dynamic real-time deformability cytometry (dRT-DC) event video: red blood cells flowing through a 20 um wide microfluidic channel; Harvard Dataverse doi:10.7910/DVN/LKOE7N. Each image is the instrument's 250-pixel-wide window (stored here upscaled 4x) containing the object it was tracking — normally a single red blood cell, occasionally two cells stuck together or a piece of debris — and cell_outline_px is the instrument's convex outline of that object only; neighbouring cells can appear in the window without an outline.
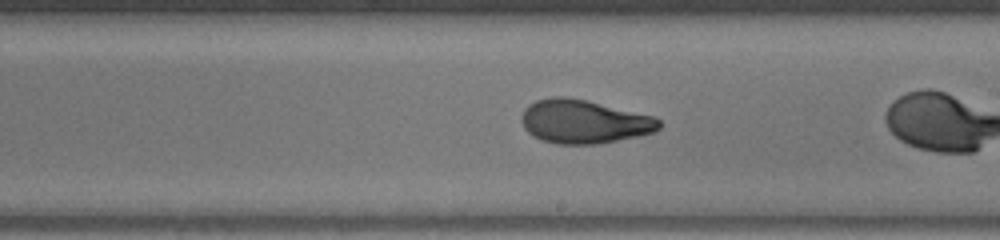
{"species": "human", "species_latin": "Homo sapiens", "temperature_condition": "warm", "stored_images_in_passage": 21, "camera_frame_rate_fps": 3000, "um_per_image_px": 0.085, "donor": {"sex": "male"}, "frame": {"image": 1, "passage_image": 12, "time_ms": 3.667, "image_size_px": [1000, 240], "cell_outline_px": [[660, 128], [656, 132], [596, 144], [556, 144], [540, 140], [532, 136], [524, 128], [520, 120], [520, 116], [524, 108], [528, 104], [536, 100], [552, 96], [568, 96], [656, 116], [660, 120]], "centroid_in_image_um": [49.6, 10.32], "position_along_channel_um": 239.4, "area_um2": 35.37}}
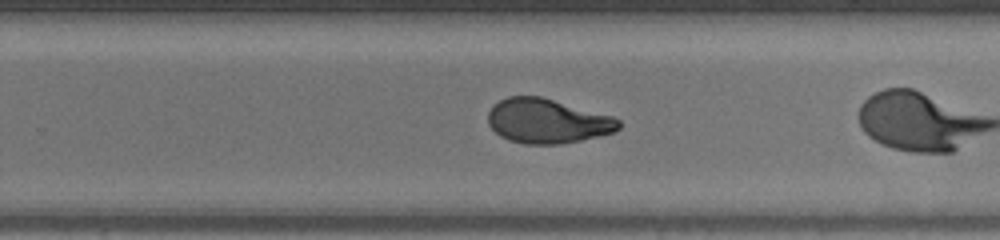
{"frame": {"image": 2, "passage_image": 15, "time_ms": 4.667, "image_size_px": [1000, 240], "cell_outline_px": [[620, 128], [612, 132], [580, 140], [560, 144], [524, 144], [508, 140], [500, 136], [488, 124], [488, 112], [492, 104], [508, 96], [540, 96], [612, 116], [620, 120]], "centroid_in_image_um": [46.47, 10.28], "position_along_channel_um": 283.3, "area_um2": 33.76}}